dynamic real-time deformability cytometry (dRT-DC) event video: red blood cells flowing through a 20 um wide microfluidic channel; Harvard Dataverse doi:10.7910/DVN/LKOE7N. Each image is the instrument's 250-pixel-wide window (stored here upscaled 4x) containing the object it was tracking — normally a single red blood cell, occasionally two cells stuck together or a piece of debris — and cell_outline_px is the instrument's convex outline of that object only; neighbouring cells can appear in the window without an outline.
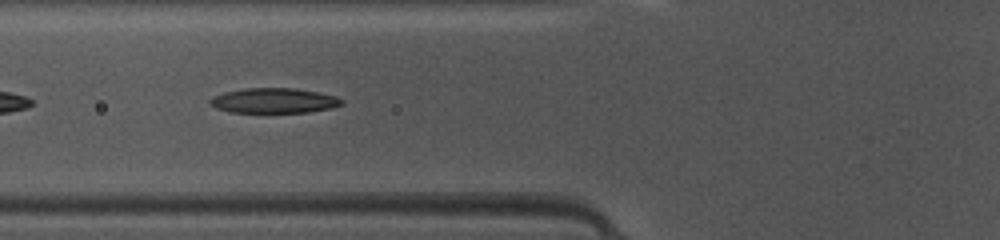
{"species": "common noctule bat (a hibernating species)", "species_latin": "Nyctalus noctula", "temperature_condition": "warm", "stored_images_in_passage": 31, "camera_frame_rate_fps": 3000, "um_per_image_px": 0.085, "animal": {"sex": "female", "body_mass_g": 10.0, "forearm_length_mm": 53.1}, "frame": {"image": 1, "passage_image": 4, "time_ms": 1.0, "image_size_px": [1000, 240], "cell_outline_px": [[344, 104], [332, 108], [308, 112], [232, 112], [216, 108], [208, 104], [208, 100], [212, 96], [224, 92], [244, 88], [296, 88], [336, 96], [344, 100]], "centroid_in_image_um": [23.27, 8.55], "position_along_channel_um": 102.5, "area_um2": 19.31}}
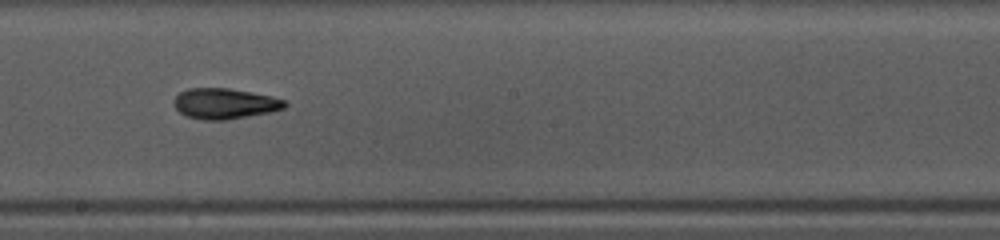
{"frame": {"image": 2, "passage_image": 13, "time_ms": 4.0, "image_size_px": [1000, 240], "cell_outline_px": [[288, 104], [284, 108], [272, 112], [224, 120], [204, 120], [184, 116], [176, 108], [172, 100], [180, 92], [188, 88], [228, 88], [252, 92], [272, 96], [288, 100]], "centroid_in_image_um": [19.12, 8.8], "position_along_channel_um": 229.1, "area_um2": 20.0}}
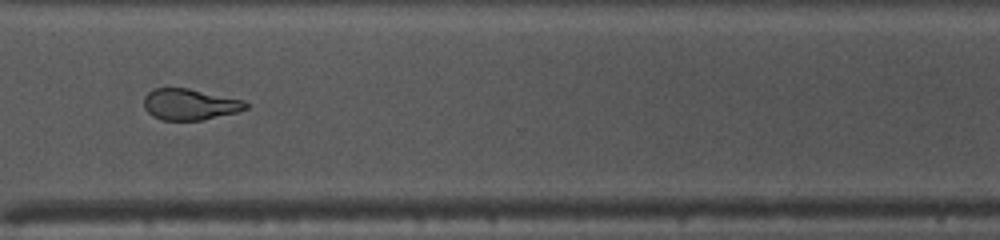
{"frame": {"image": 3, "passage_image": 22, "time_ms": 7.0, "image_size_px": [1000, 240], "cell_outline_px": [[248, 108], [236, 112], [204, 120], [160, 120], [152, 116], [144, 108], [144, 96], [148, 92], [156, 88], [188, 88], [244, 100], [248, 104]], "centroid_in_image_um": [16.12, 8.88], "position_along_channel_um": 354.5, "area_um2": 18.55}, "authors_computed_cell_mechanics": {"area_um2": 19.4786, "velocity_mm_per_s": 4.1947, "shape_relaxation_time_tau1_ms": 3.5592, "shape_relaxation_time_tau2_ms": 4.7294, "deformation_change_tau1": 0.1676, "deformation_change_tau2": 0.0959}}